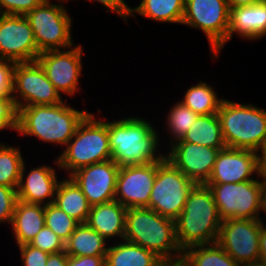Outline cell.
Returning a JSON list of instances; mask_svg holds the SVG:
<instances>
[{
    "label": "cell",
    "instance_id": "cell-1",
    "mask_svg": "<svg viewBox=\"0 0 266 266\" xmlns=\"http://www.w3.org/2000/svg\"><path fill=\"white\" fill-rule=\"evenodd\" d=\"M107 120L111 160L119 167L147 165L165 157L163 148L167 146L161 148L163 139L159 137L160 130L152 124V120L150 122L148 118L137 115Z\"/></svg>",
    "mask_w": 266,
    "mask_h": 266
},
{
    "label": "cell",
    "instance_id": "cell-2",
    "mask_svg": "<svg viewBox=\"0 0 266 266\" xmlns=\"http://www.w3.org/2000/svg\"><path fill=\"white\" fill-rule=\"evenodd\" d=\"M67 100L68 98L55 105L20 108L17 111L16 132L18 136L34 137L39 142H45L44 144H56L62 151L74 136L78 125L89 113L86 108L83 110L74 108Z\"/></svg>",
    "mask_w": 266,
    "mask_h": 266
},
{
    "label": "cell",
    "instance_id": "cell-3",
    "mask_svg": "<svg viewBox=\"0 0 266 266\" xmlns=\"http://www.w3.org/2000/svg\"><path fill=\"white\" fill-rule=\"evenodd\" d=\"M222 220L210 188L196 184L175 220L176 239L182 251L195 245L217 242Z\"/></svg>",
    "mask_w": 266,
    "mask_h": 266
},
{
    "label": "cell",
    "instance_id": "cell-4",
    "mask_svg": "<svg viewBox=\"0 0 266 266\" xmlns=\"http://www.w3.org/2000/svg\"><path fill=\"white\" fill-rule=\"evenodd\" d=\"M96 112L97 116L92 112L86 115L78 125L74 136L61 153L56 156L59 168L67 174L66 177L80 168L111 160L108 117H99L98 115L102 113L98 108Z\"/></svg>",
    "mask_w": 266,
    "mask_h": 266
},
{
    "label": "cell",
    "instance_id": "cell-5",
    "mask_svg": "<svg viewBox=\"0 0 266 266\" xmlns=\"http://www.w3.org/2000/svg\"><path fill=\"white\" fill-rule=\"evenodd\" d=\"M124 240L154 252L162 260L183 257L176 239L175 220L147 207L127 210Z\"/></svg>",
    "mask_w": 266,
    "mask_h": 266
},
{
    "label": "cell",
    "instance_id": "cell-6",
    "mask_svg": "<svg viewBox=\"0 0 266 266\" xmlns=\"http://www.w3.org/2000/svg\"><path fill=\"white\" fill-rule=\"evenodd\" d=\"M217 115L226 147L259 152L266 140V109L226 97Z\"/></svg>",
    "mask_w": 266,
    "mask_h": 266
},
{
    "label": "cell",
    "instance_id": "cell-7",
    "mask_svg": "<svg viewBox=\"0 0 266 266\" xmlns=\"http://www.w3.org/2000/svg\"><path fill=\"white\" fill-rule=\"evenodd\" d=\"M55 1L44 0L26 15L40 53L67 49L76 44L72 32L74 19L66 7L69 2Z\"/></svg>",
    "mask_w": 266,
    "mask_h": 266
},
{
    "label": "cell",
    "instance_id": "cell-8",
    "mask_svg": "<svg viewBox=\"0 0 266 266\" xmlns=\"http://www.w3.org/2000/svg\"><path fill=\"white\" fill-rule=\"evenodd\" d=\"M229 17L227 0H185L181 25L201 30L207 38L211 59L218 60L227 45Z\"/></svg>",
    "mask_w": 266,
    "mask_h": 266
},
{
    "label": "cell",
    "instance_id": "cell-9",
    "mask_svg": "<svg viewBox=\"0 0 266 266\" xmlns=\"http://www.w3.org/2000/svg\"><path fill=\"white\" fill-rule=\"evenodd\" d=\"M196 184L167 159L158 167L149 199V208L163 217L176 220Z\"/></svg>",
    "mask_w": 266,
    "mask_h": 266
},
{
    "label": "cell",
    "instance_id": "cell-10",
    "mask_svg": "<svg viewBox=\"0 0 266 266\" xmlns=\"http://www.w3.org/2000/svg\"><path fill=\"white\" fill-rule=\"evenodd\" d=\"M212 191L220 219H259L262 179L205 184Z\"/></svg>",
    "mask_w": 266,
    "mask_h": 266
},
{
    "label": "cell",
    "instance_id": "cell-11",
    "mask_svg": "<svg viewBox=\"0 0 266 266\" xmlns=\"http://www.w3.org/2000/svg\"><path fill=\"white\" fill-rule=\"evenodd\" d=\"M12 100L16 110L34 105H55L65 100L37 61L16 63Z\"/></svg>",
    "mask_w": 266,
    "mask_h": 266
},
{
    "label": "cell",
    "instance_id": "cell-12",
    "mask_svg": "<svg viewBox=\"0 0 266 266\" xmlns=\"http://www.w3.org/2000/svg\"><path fill=\"white\" fill-rule=\"evenodd\" d=\"M84 48L79 43L63 50L45 51L38 55L37 62L47 78L62 97L71 98L80 94V78L83 77Z\"/></svg>",
    "mask_w": 266,
    "mask_h": 266
},
{
    "label": "cell",
    "instance_id": "cell-13",
    "mask_svg": "<svg viewBox=\"0 0 266 266\" xmlns=\"http://www.w3.org/2000/svg\"><path fill=\"white\" fill-rule=\"evenodd\" d=\"M260 219H226L221 222L217 243L239 265L261 262Z\"/></svg>",
    "mask_w": 266,
    "mask_h": 266
},
{
    "label": "cell",
    "instance_id": "cell-14",
    "mask_svg": "<svg viewBox=\"0 0 266 266\" xmlns=\"http://www.w3.org/2000/svg\"><path fill=\"white\" fill-rule=\"evenodd\" d=\"M39 54L27 17L0 14V60L34 62Z\"/></svg>",
    "mask_w": 266,
    "mask_h": 266
},
{
    "label": "cell",
    "instance_id": "cell-15",
    "mask_svg": "<svg viewBox=\"0 0 266 266\" xmlns=\"http://www.w3.org/2000/svg\"><path fill=\"white\" fill-rule=\"evenodd\" d=\"M147 165H128L119 168L115 200L129 208H149V199L157 173V167L165 160Z\"/></svg>",
    "mask_w": 266,
    "mask_h": 266
},
{
    "label": "cell",
    "instance_id": "cell-16",
    "mask_svg": "<svg viewBox=\"0 0 266 266\" xmlns=\"http://www.w3.org/2000/svg\"><path fill=\"white\" fill-rule=\"evenodd\" d=\"M165 158L195 184H206L221 149L189 142H174ZM170 149V150H169Z\"/></svg>",
    "mask_w": 266,
    "mask_h": 266
},
{
    "label": "cell",
    "instance_id": "cell-17",
    "mask_svg": "<svg viewBox=\"0 0 266 266\" xmlns=\"http://www.w3.org/2000/svg\"><path fill=\"white\" fill-rule=\"evenodd\" d=\"M119 168L113 160H106L80 168L69 177L94 206L115 200Z\"/></svg>",
    "mask_w": 266,
    "mask_h": 266
},
{
    "label": "cell",
    "instance_id": "cell-18",
    "mask_svg": "<svg viewBox=\"0 0 266 266\" xmlns=\"http://www.w3.org/2000/svg\"><path fill=\"white\" fill-rule=\"evenodd\" d=\"M254 179H263L259 172L258 153L225 147L219 151L206 184L240 183Z\"/></svg>",
    "mask_w": 266,
    "mask_h": 266
},
{
    "label": "cell",
    "instance_id": "cell-19",
    "mask_svg": "<svg viewBox=\"0 0 266 266\" xmlns=\"http://www.w3.org/2000/svg\"><path fill=\"white\" fill-rule=\"evenodd\" d=\"M53 160L56 166L41 164L29 169L24 161L17 188L18 200L44 206L54 203L56 188L62 178H58L59 172H56L60 171L57 157Z\"/></svg>",
    "mask_w": 266,
    "mask_h": 266
},
{
    "label": "cell",
    "instance_id": "cell-20",
    "mask_svg": "<svg viewBox=\"0 0 266 266\" xmlns=\"http://www.w3.org/2000/svg\"><path fill=\"white\" fill-rule=\"evenodd\" d=\"M234 36L254 42L266 37V0L230 9L227 42Z\"/></svg>",
    "mask_w": 266,
    "mask_h": 266
},
{
    "label": "cell",
    "instance_id": "cell-21",
    "mask_svg": "<svg viewBox=\"0 0 266 266\" xmlns=\"http://www.w3.org/2000/svg\"><path fill=\"white\" fill-rule=\"evenodd\" d=\"M127 210L116 200L91 206L86 224L109 243L124 240Z\"/></svg>",
    "mask_w": 266,
    "mask_h": 266
},
{
    "label": "cell",
    "instance_id": "cell-22",
    "mask_svg": "<svg viewBox=\"0 0 266 266\" xmlns=\"http://www.w3.org/2000/svg\"><path fill=\"white\" fill-rule=\"evenodd\" d=\"M44 225V205L17 200L10 225L16 246L30 244Z\"/></svg>",
    "mask_w": 266,
    "mask_h": 266
},
{
    "label": "cell",
    "instance_id": "cell-23",
    "mask_svg": "<svg viewBox=\"0 0 266 266\" xmlns=\"http://www.w3.org/2000/svg\"><path fill=\"white\" fill-rule=\"evenodd\" d=\"M162 259L154 252L126 240L109 243L105 266H156Z\"/></svg>",
    "mask_w": 266,
    "mask_h": 266
},
{
    "label": "cell",
    "instance_id": "cell-24",
    "mask_svg": "<svg viewBox=\"0 0 266 266\" xmlns=\"http://www.w3.org/2000/svg\"><path fill=\"white\" fill-rule=\"evenodd\" d=\"M139 2L137 6L130 7V19L134 18L136 21L138 14L157 23L182 24L185 0H141Z\"/></svg>",
    "mask_w": 266,
    "mask_h": 266
},
{
    "label": "cell",
    "instance_id": "cell-25",
    "mask_svg": "<svg viewBox=\"0 0 266 266\" xmlns=\"http://www.w3.org/2000/svg\"><path fill=\"white\" fill-rule=\"evenodd\" d=\"M57 185L54 204L79 223H86L91 205L70 177H62Z\"/></svg>",
    "mask_w": 266,
    "mask_h": 266
},
{
    "label": "cell",
    "instance_id": "cell-26",
    "mask_svg": "<svg viewBox=\"0 0 266 266\" xmlns=\"http://www.w3.org/2000/svg\"><path fill=\"white\" fill-rule=\"evenodd\" d=\"M86 223H80L65 242L68 256H106L109 243Z\"/></svg>",
    "mask_w": 266,
    "mask_h": 266
},
{
    "label": "cell",
    "instance_id": "cell-27",
    "mask_svg": "<svg viewBox=\"0 0 266 266\" xmlns=\"http://www.w3.org/2000/svg\"><path fill=\"white\" fill-rule=\"evenodd\" d=\"M176 142L195 143L217 149L226 147L217 114L199 115L182 139Z\"/></svg>",
    "mask_w": 266,
    "mask_h": 266
},
{
    "label": "cell",
    "instance_id": "cell-28",
    "mask_svg": "<svg viewBox=\"0 0 266 266\" xmlns=\"http://www.w3.org/2000/svg\"><path fill=\"white\" fill-rule=\"evenodd\" d=\"M215 89L210 83L200 80L188 87L179 101L198 115L217 114L224 96H218Z\"/></svg>",
    "mask_w": 266,
    "mask_h": 266
},
{
    "label": "cell",
    "instance_id": "cell-29",
    "mask_svg": "<svg viewBox=\"0 0 266 266\" xmlns=\"http://www.w3.org/2000/svg\"><path fill=\"white\" fill-rule=\"evenodd\" d=\"M183 258L187 266H239L217 242L188 247L183 251Z\"/></svg>",
    "mask_w": 266,
    "mask_h": 266
},
{
    "label": "cell",
    "instance_id": "cell-30",
    "mask_svg": "<svg viewBox=\"0 0 266 266\" xmlns=\"http://www.w3.org/2000/svg\"><path fill=\"white\" fill-rule=\"evenodd\" d=\"M174 103L175 104L170 107L169 111H166V123L164 122L165 125H162V128L167 132L166 135L169 133L165 138V144L168 147L170 144L181 140L199 116L181 101L178 100Z\"/></svg>",
    "mask_w": 266,
    "mask_h": 266
},
{
    "label": "cell",
    "instance_id": "cell-31",
    "mask_svg": "<svg viewBox=\"0 0 266 266\" xmlns=\"http://www.w3.org/2000/svg\"><path fill=\"white\" fill-rule=\"evenodd\" d=\"M24 156L19 145L0 142V185L18 188Z\"/></svg>",
    "mask_w": 266,
    "mask_h": 266
},
{
    "label": "cell",
    "instance_id": "cell-32",
    "mask_svg": "<svg viewBox=\"0 0 266 266\" xmlns=\"http://www.w3.org/2000/svg\"><path fill=\"white\" fill-rule=\"evenodd\" d=\"M44 222L45 226L51 229L64 242L69 239L80 224L54 203L44 206Z\"/></svg>",
    "mask_w": 266,
    "mask_h": 266
},
{
    "label": "cell",
    "instance_id": "cell-33",
    "mask_svg": "<svg viewBox=\"0 0 266 266\" xmlns=\"http://www.w3.org/2000/svg\"><path fill=\"white\" fill-rule=\"evenodd\" d=\"M30 245L49 254L65 250V242L45 225L30 242Z\"/></svg>",
    "mask_w": 266,
    "mask_h": 266
},
{
    "label": "cell",
    "instance_id": "cell-34",
    "mask_svg": "<svg viewBox=\"0 0 266 266\" xmlns=\"http://www.w3.org/2000/svg\"><path fill=\"white\" fill-rule=\"evenodd\" d=\"M17 200L16 188L0 185V224L11 225Z\"/></svg>",
    "mask_w": 266,
    "mask_h": 266
},
{
    "label": "cell",
    "instance_id": "cell-35",
    "mask_svg": "<svg viewBox=\"0 0 266 266\" xmlns=\"http://www.w3.org/2000/svg\"><path fill=\"white\" fill-rule=\"evenodd\" d=\"M44 0H0V14L26 16Z\"/></svg>",
    "mask_w": 266,
    "mask_h": 266
},
{
    "label": "cell",
    "instance_id": "cell-36",
    "mask_svg": "<svg viewBox=\"0 0 266 266\" xmlns=\"http://www.w3.org/2000/svg\"><path fill=\"white\" fill-rule=\"evenodd\" d=\"M17 126V110L14 106L12 98L0 99V132L8 131L16 132Z\"/></svg>",
    "mask_w": 266,
    "mask_h": 266
},
{
    "label": "cell",
    "instance_id": "cell-37",
    "mask_svg": "<svg viewBox=\"0 0 266 266\" xmlns=\"http://www.w3.org/2000/svg\"><path fill=\"white\" fill-rule=\"evenodd\" d=\"M17 247L20 252L21 266H46L49 253L43 252L30 244Z\"/></svg>",
    "mask_w": 266,
    "mask_h": 266
},
{
    "label": "cell",
    "instance_id": "cell-38",
    "mask_svg": "<svg viewBox=\"0 0 266 266\" xmlns=\"http://www.w3.org/2000/svg\"><path fill=\"white\" fill-rule=\"evenodd\" d=\"M15 65L14 61L0 60V99L12 98Z\"/></svg>",
    "mask_w": 266,
    "mask_h": 266
},
{
    "label": "cell",
    "instance_id": "cell-39",
    "mask_svg": "<svg viewBox=\"0 0 266 266\" xmlns=\"http://www.w3.org/2000/svg\"><path fill=\"white\" fill-rule=\"evenodd\" d=\"M78 1V0H77ZM90 3H100V5H103L105 7V11L108 13H116L120 19H122V22H125L124 24H128L129 16H130V5L127 4V1L125 0H87Z\"/></svg>",
    "mask_w": 266,
    "mask_h": 266
},
{
    "label": "cell",
    "instance_id": "cell-40",
    "mask_svg": "<svg viewBox=\"0 0 266 266\" xmlns=\"http://www.w3.org/2000/svg\"><path fill=\"white\" fill-rule=\"evenodd\" d=\"M106 256H68L67 266H105Z\"/></svg>",
    "mask_w": 266,
    "mask_h": 266
},
{
    "label": "cell",
    "instance_id": "cell-41",
    "mask_svg": "<svg viewBox=\"0 0 266 266\" xmlns=\"http://www.w3.org/2000/svg\"><path fill=\"white\" fill-rule=\"evenodd\" d=\"M68 254L64 251L51 253L47 259L46 266H67Z\"/></svg>",
    "mask_w": 266,
    "mask_h": 266
},
{
    "label": "cell",
    "instance_id": "cell-42",
    "mask_svg": "<svg viewBox=\"0 0 266 266\" xmlns=\"http://www.w3.org/2000/svg\"><path fill=\"white\" fill-rule=\"evenodd\" d=\"M259 172L266 179V140L258 152Z\"/></svg>",
    "mask_w": 266,
    "mask_h": 266
},
{
    "label": "cell",
    "instance_id": "cell-43",
    "mask_svg": "<svg viewBox=\"0 0 266 266\" xmlns=\"http://www.w3.org/2000/svg\"><path fill=\"white\" fill-rule=\"evenodd\" d=\"M261 215L265 216L262 217ZM265 217H266V179L263 178L261 199H260V213H259V219L262 221L263 224H266Z\"/></svg>",
    "mask_w": 266,
    "mask_h": 266
},
{
    "label": "cell",
    "instance_id": "cell-44",
    "mask_svg": "<svg viewBox=\"0 0 266 266\" xmlns=\"http://www.w3.org/2000/svg\"><path fill=\"white\" fill-rule=\"evenodd\" d=\"M259 253L262 261L266 257V224L263 223L260 229Z\"/></svg>",
    "mask_w": 266,
    "mask_h": 266
},
{
    "label": "cell",
    "instance_id": "cell-45",
    "mask_svg": "<svg viewBox=\"0 0 266 266\" xmlns=\"http://www.w3.org/2000/svg\"><path fill=\"white\" fill-rule=\"evenodd\" d=\"M263 0H227L229 9H233L241 6H249L259 3Z\"/></svg>",
    "mask_w": 266,
    "mask_h": 266
},
{
    "label": "cell",
    "instance_id": "cell-46",
    "mask_svg": "<svg viewBox=\"0 0 266 266\" xmlns=\"http://www.w3.org/2000/svg\"><path fill=\"white\" fill-rule=\"evenodd\" d=\"M156 266H187L183 257L177 259H163Z\"/></svg>",
    "mask_w": 266,
    "mask_h": 266
},
{
    "label": "cell",
    "instance_id": "cell-47",
    "mask_svg": "<svg viewBox=\"0 0 266 266\" xmlns=\"http://www.w3.org/2000/svg\"><path fill=\"white\" fill-rule=\"evenodd\" d=\"M239 266H263L261 262L258 263H250V264H241Z\"/></svg>",
    "mask_w": 266,
    "mask_h": 266
},
{
    "label": "cell",
    "instance_id": "cell-48",
    "mask_svg": "<svg viewBox=\"0 0 266 266\" xmlns=\"http://www.w3.org/2000/svg\"><path fill=\"white\" fill-rule=\"evenodd\" d=\"M263 266H266V257L261 261Z\"/></svg>",
    "mask_w": 266,
    "mask_h": 266
}]
</instances>
